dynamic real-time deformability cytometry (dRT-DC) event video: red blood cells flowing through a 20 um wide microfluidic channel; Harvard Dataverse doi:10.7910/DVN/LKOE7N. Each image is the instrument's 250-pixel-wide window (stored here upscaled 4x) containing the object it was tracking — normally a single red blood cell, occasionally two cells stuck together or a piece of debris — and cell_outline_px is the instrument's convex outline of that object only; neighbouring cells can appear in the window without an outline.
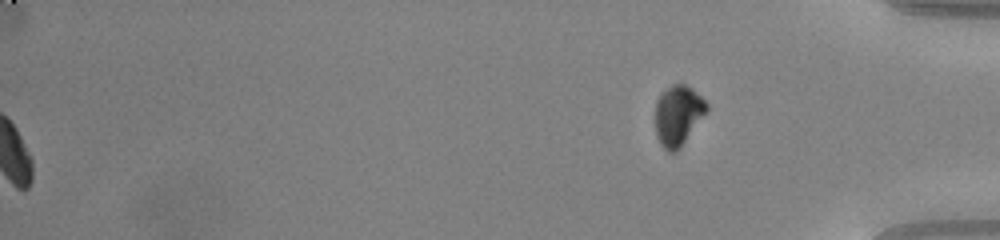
{"species": "common noctule bat (a hibernating species)", "species_latin": "Nyctalus noctula", "temperature_condition": "warm", "stored_images_in_passage": 47, "segment_of_instrument_passage": [2, 2], "camera_frame_rate_fps": 3000, "um_per_image_px": 0.085, "animal": {"sex": "male", "body_mass_g": 20.0, "forearm_length_mm": 53.3}, "frame": {"image": 1, "passage_image": 47, "time_ms": 15.333, "image_size_px": [1000, 240], "cell_outline_px": [[708, 112], [680, 148], [676, 152], [668, 152], [660, 144], [656, 136], [656, 100], [672, 84], [684, 84], [692, 88], [708, 104]], "centroid_in_image_um": [57.66, 9.83], "position_along_channel_um": 377.5, "area_um2": 18.03}}